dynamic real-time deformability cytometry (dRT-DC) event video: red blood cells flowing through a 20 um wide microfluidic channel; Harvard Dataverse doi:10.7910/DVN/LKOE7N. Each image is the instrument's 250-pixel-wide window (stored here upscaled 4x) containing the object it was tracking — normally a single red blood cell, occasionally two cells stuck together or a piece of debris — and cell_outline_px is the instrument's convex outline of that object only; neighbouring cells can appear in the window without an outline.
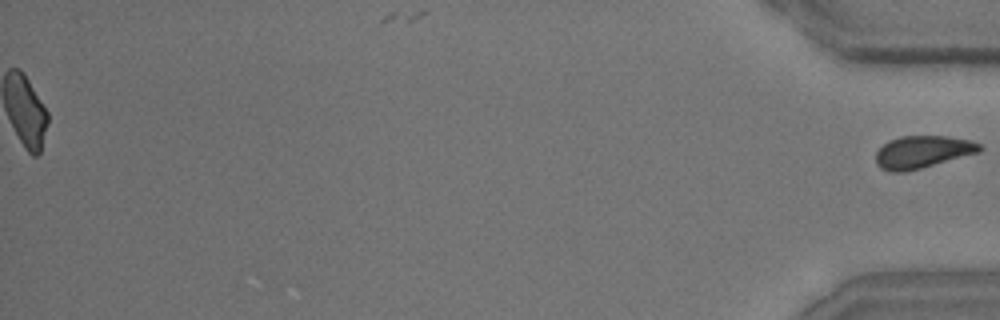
{"species": "common noctule bat (a hibernating species)", "species_latin": "Nyctalus noctula", "temperature_condition": "room temperature", "stored_images_in_passage": 50, "segment_of_instrument_passage": [2, 2], "camera_frame_rate_fps": 3000, "um_per_image_px": 0.085, "animal": {"sex": "male", "body_mass_g": 15.6}, "frame": {"image": 1, "passage_image": 50, "time_ms": 16.333, "image_size_px": [1000, 320], "cell_outline_px": [[984, 148], [980, 152], [920, 168], [904, 172], [892, 172], [880, 168], [876, 164], [876, 152], [888, 140], [900, 136], [948, 136], [972, 140], [980, 144]], "centroid_in_image_um": [78.42, 12.9], "position_along_channel_um": 356.8, "area_um2": 19.65}}